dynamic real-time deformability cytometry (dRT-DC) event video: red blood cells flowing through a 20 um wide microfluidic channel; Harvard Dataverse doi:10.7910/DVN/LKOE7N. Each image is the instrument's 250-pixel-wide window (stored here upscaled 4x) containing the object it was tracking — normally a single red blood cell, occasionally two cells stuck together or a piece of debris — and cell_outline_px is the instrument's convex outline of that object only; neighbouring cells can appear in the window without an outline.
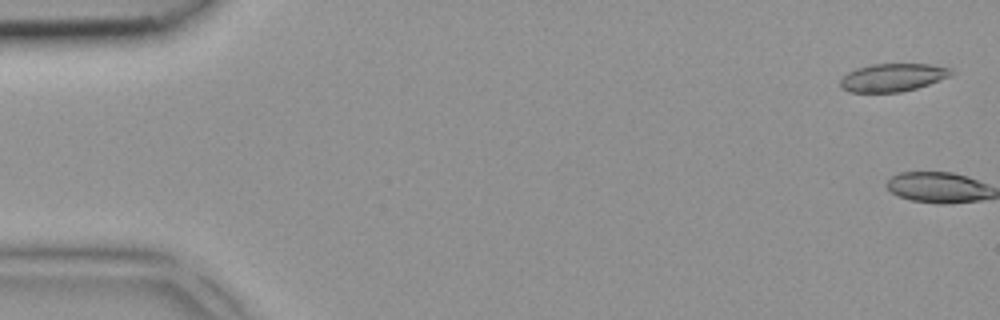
{"species": "common noctule bat (a hibernating species)", "species_latin": "Nyctalus noctula", "temperature_condition": "room temperature", "stored_images_in_passage": 2, "camera_frame_rate_fps": 3000, "um_per_image_px": 0.085, "animal": {"sex": "female", "body_mass_g": 18.4}, "frame": {"image": 1, "passage_image": 2, "time_ms": 0.333, "image_size_px": [1000, 320], "cell_outline_px": [[952, 72], [948, 76], [928, 84], [916, 88], [900, 92], [848, 92], [840, 88], [840, 80], [848, 72], [856, 68], [872, 64], [932, 64], [952, 68]], "centroid_in_image_um": [75.84, 6.58], "position_along_channel_um": 9.2, "area_um2": 17.98}}